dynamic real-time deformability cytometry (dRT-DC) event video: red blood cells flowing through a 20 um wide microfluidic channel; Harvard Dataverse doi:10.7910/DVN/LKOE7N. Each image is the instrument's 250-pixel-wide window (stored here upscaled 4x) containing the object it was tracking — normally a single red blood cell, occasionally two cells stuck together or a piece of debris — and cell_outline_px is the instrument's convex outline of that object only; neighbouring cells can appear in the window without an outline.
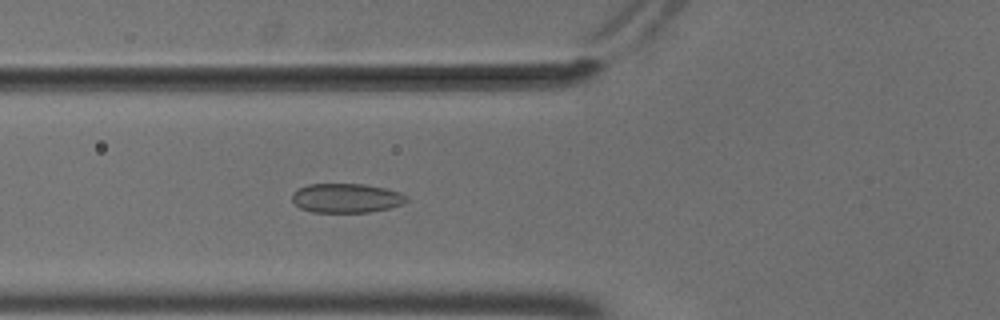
{"species": "common noctule bat (a hibernating species)", "species_latin": "Nyctalus noctula", "temperature_condition": "cold", "stored_images_in_passage": 55, "camera_frame_rate_fps": 3000, "um_per_image_px": 0.085, "animal": {"sex": "male", "body_mass_g": 18.8}, "frame": {"image": 1, "passage_image": 21, "time_ms": 6.667, "image_size_px": [1000, 320], "cell_outline_px": [[408, 200], [400, 204], [388, 208], [368, 212], [312, 212], [300, 208], [292, 200], [292, 192], [308, 184], [364, 184], [384, 188], [400, 192], [408, 196]], "centroid_in_image_um": [29.42, 16.83], "position_along_channel_um": 96.4, "area_um2": 19.42}}
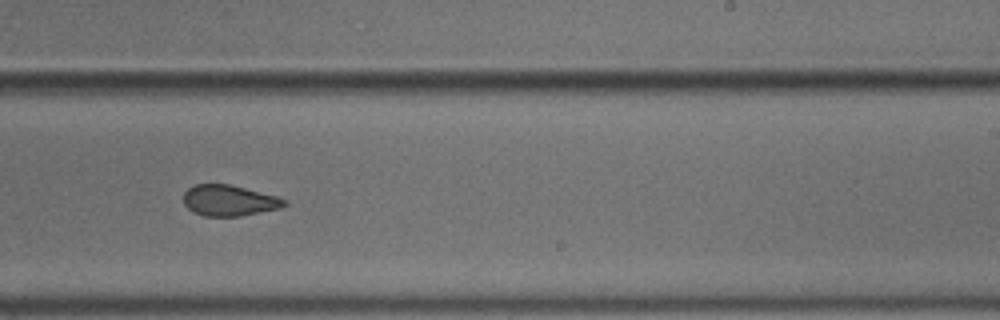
{"frame": {"image": 2, "passage_image": 35, "time_ms": 11.333, "image_size_px": [1000, 320], "cell_outline_px": [[288, 204], [280, 208], [240, 216], [204, 216], [188, 208], [184, 204], [184, 192], [188, 188], [196, 184], [232, 184], [276, 196], [288, 200]], "centroid_in_image_um": [19.5, 17.03], "position_along_channel_um": 269.5, "area_um2": 18.15}}
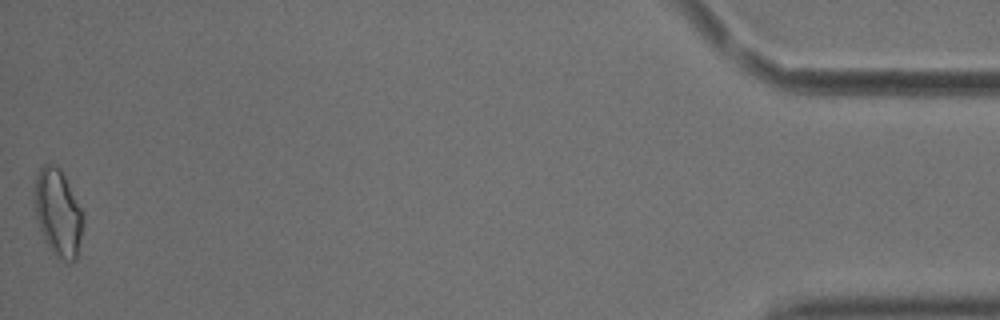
{"frame": {"image": 3, "passage_image": 55, "time_ms": 18.0, "image_size_px": [1000, 320], "cell_outline_px": [[84, 220], [76, 260], [64, 260], [56, 256], [52, 252], [44, 240], [36, 216], [32, 200], [32, 188], [36, 176], [40, 168], [44, 164], [56, 164], [60, 168], [84, 216]], "centroid_in_image_um": [4.88, 18.05], "position_along_channel_um": 430.3, "area_um2": 24.74}, "authors_computed_cell_mechanics": {"area_um2": 19.8832, "velocity_mm_per_s": 3.699, "shape_relaxation_time_tau1_ms": null, "shape_relaxation_time_tau2_ms": 2.71, "deformation_change_tau1": null, "deformation_change_tau2": 0.077}}